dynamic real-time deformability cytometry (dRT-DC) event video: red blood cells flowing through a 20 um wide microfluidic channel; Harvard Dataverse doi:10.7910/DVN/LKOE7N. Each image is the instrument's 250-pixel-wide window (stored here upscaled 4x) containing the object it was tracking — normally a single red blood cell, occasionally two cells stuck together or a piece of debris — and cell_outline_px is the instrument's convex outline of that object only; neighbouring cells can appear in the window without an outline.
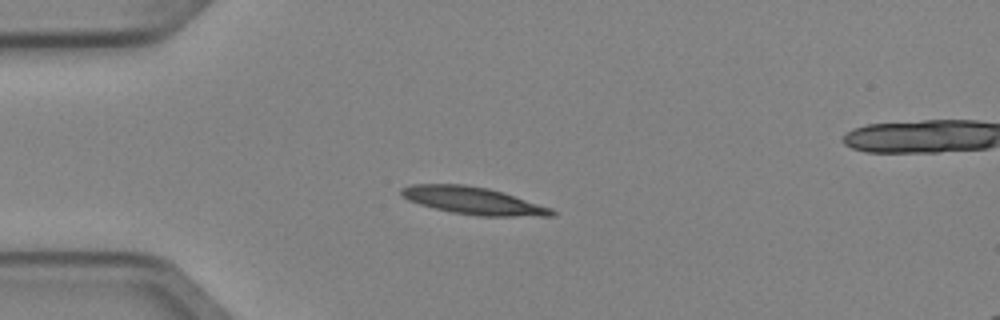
{"species": "Egyptian fruit bat (a non-hibernating species)", "species_latin": "Rousettus aegyptiacus", "temperature_condition": "cold", "stored_images_in_passage": 6, "camera_frame_rate_fps": 3000, "um_per_image_px": 0.085, "animal": {"sex": "female"}, "frame": {"image": 1, "passage_image": 4, "time_ms": 1.0, "image_size_px": [1000, 320], "cell_outline_px": [[556, 216], [480, 216], [452, 212], [420, 204], [408, 200], [400, 192], [400, 188], [412, 184], [464, 184], [488, 188], [504, 192], [552, 208], [556, 212]], "centroid_in_image_um": [40.26, 17.05], "position_along_channel_um": 44.7, "area_um2": 23.93}}
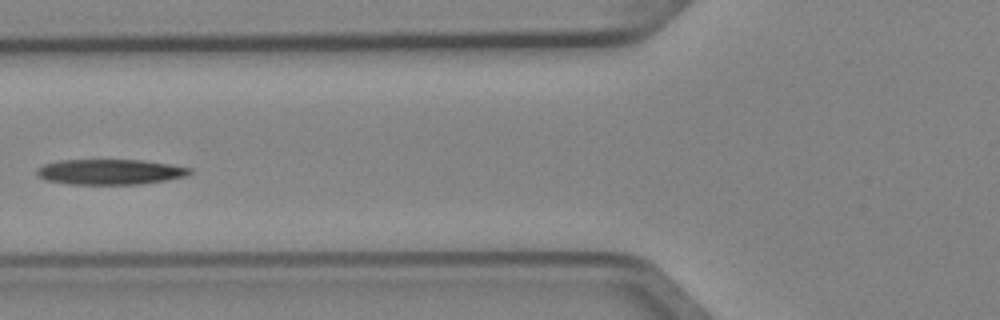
{"frame": {"image": 2, "passage_image": 6, "time_ms": 1.667, "image_size_px": [1000, 320], "cell_outline_px": [[192, 172], [188, 176], [168, 180], [140, 184], [68, 184], [44, 180], [36, 176], [36, 168], [44, 164], [60, 160], [140, 160], [168, 164], [192, 168]], "centroid_in_image_um": [9.33, 14.61], "position_along_channel_um": 116.5, "area_um2": 22.77}}